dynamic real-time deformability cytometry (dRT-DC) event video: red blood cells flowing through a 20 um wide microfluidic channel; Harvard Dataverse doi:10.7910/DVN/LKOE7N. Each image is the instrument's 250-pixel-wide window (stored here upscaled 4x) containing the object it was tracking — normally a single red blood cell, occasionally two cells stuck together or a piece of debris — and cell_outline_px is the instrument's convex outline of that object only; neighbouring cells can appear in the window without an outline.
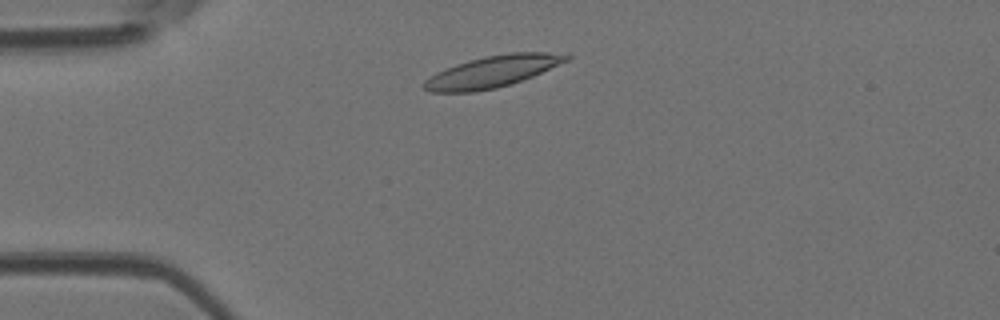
{"species": "Egyptian fruit bat (a non-hibernating species)", "species_latin": "Rousettus aegyptiacus", "temperature_condition": "room temperature", "stored_images_in_passage": 4, "camera_frame_rate_fps": 3000, "um_per_image_px": 0.085, "animal": {"sex": "female"}, "frame": {"image": 1, "passage_image": 2, "time_ms": 0.333, "image_size_px": [1000, 320], "cell_outline_px": [[572, 56], [568, 60], [532, 76], [496, 88], [476, 92], [428, 92], [420, 84], [424, 80], [436, 72], [456, 64], [468, 60], [484, 56], [508, 52], [548, 52]], "centroid_in_image_um": [41.78, 6.08], "position_along_channel_um": 43.2, "area_um2": 26.07}}
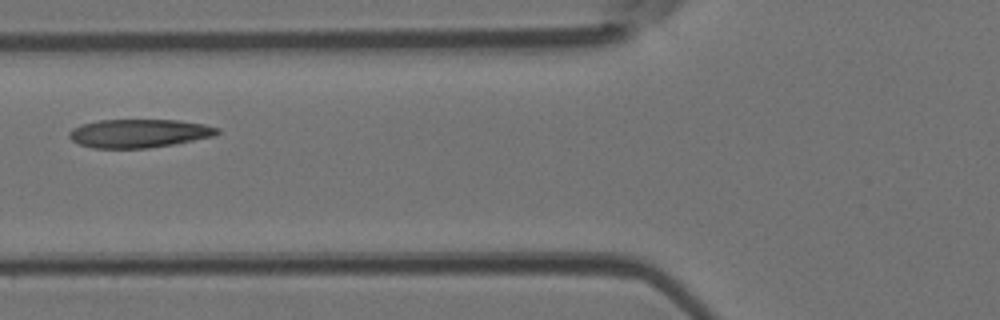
{"frame": {"image": 2, "passage_image": 4, "time_ms": 1.0, "image_size_px": [1000, 320], "cell_outline_px": [[220, 132], [212, 136], [172, 144], [148, 148], [92, 148], [80, 144], [72, 140], [68, 136], [68, 132], [72, 128], [80, 124], [100, 120], [180, 120], [204, 124], [220, 128]], "centroid_in_image_um": [11.78, 11.32], "position_along_channel_um": 114.0, "area_um2": 24.51}}